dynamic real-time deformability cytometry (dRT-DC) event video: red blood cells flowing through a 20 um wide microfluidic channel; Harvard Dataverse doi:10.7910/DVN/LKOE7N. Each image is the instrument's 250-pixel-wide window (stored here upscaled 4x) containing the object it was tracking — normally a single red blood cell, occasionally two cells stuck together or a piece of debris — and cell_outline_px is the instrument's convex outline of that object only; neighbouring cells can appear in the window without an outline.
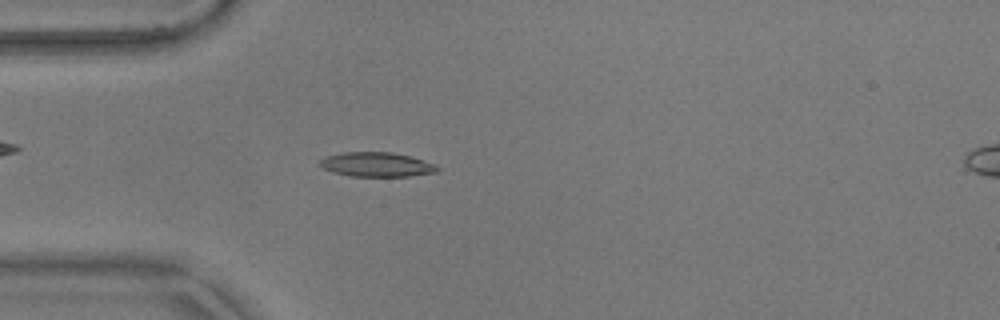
{"species": "common noctule bat (a hibernating species)", "species_latin": "Nyctalus noctula", "temperature_condition": "warm", "stored_images_in_passage": 3, "camera_frame_rate_fps": 3000, "um_per_image_px": 0.085, "animal": {"sex": "male", "body_mass_g": 17.9}, "frame": {"image": 1, "passage_image": 1, "time_ms": 0.0, "image_size_px": [1000, 320], "cell_outline_px": [[440, 168], [436, 172], [408, 176], [348, 176], [324, 168], [320, 164], [320, 160], [324, 156], [344, 152], [392, 152], [424, 160]], "centroid_in_image_um": [32.0, 13.98], "position_along_channel_um": 53.0, "area_um2": 16.47}}